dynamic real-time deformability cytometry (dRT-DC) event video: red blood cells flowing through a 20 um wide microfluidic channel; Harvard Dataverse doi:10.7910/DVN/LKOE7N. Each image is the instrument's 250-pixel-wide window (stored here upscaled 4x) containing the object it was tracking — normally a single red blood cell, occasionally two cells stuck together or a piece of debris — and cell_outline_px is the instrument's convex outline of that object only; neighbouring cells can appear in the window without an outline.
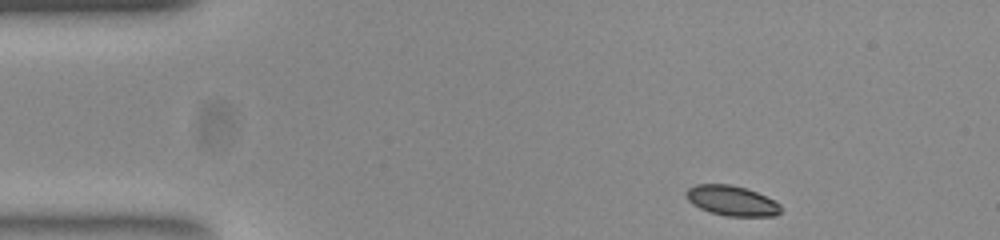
{"species": "common noctule bat (a hibernating species)", "species_latin": "Nyctalus noctula", "temperature_condition": "room temperature", "stored_images_in_passage": 47, "camera_frame_rate_fps": 3000, "um_per_image_px": 0.085, "animal": {"sex": "female", "body_mass_g": 23.0, "forearm_length_mm": 53.4}, "frame": {"image": 1, "passage_image": 1, "time_ms": 0.0, "image_size_px": [1000, 240], "cell_outline_px": [[780, 212], [776, 216], [728, 216], [712, 212], [700, 208], [692, 204], [684, 196], [684, 192], [688, 188], [696, 184], [728, 184], [744, 188], [756, 192], [780, 204]], "centroid_in_image_um": [62.15, 17.05], "position_along_channel_um": 22.8, "area_um2": 16.42}}
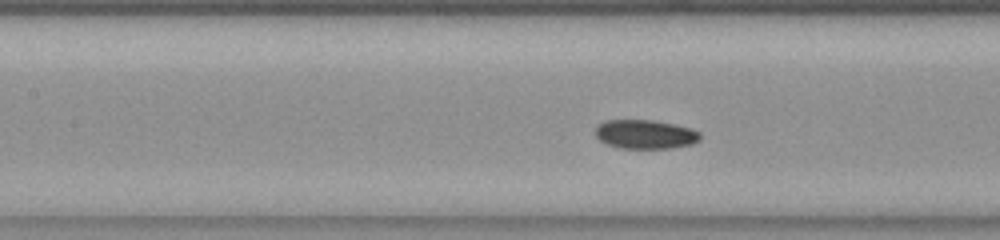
{"frame": {"image": 2, "passage_image": 17, "time_ms": 5.333, "image_size_px": [1000, 240], "cell_outline_px": [[700, 140], [692, 144], [672, 148], [620, 148], [608, 144], [600, 140], [596, 136], [596, 124], [604, 120], [652, 120], [672, 124], [688, 128], [700, 132]], "centroid_in_image_um": [54.82, 11.41], "position_along_channel_um": 152.6, "area_um2": 17.63}}
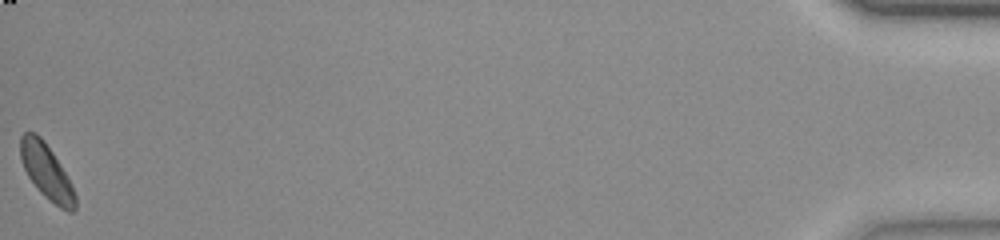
{"frame": {"image": 3, "passage_image": 47, "time_ms": 15.333, "image_size_px": [1000, 240], "cell_outline_px": [[76, 208], [72, 212], [68, 212], [60, 208], [44, 196], [40, 192], [28, 176], [20, 160], [20, 136], [24, 132], [36, 132], [44, 140], [60, 164], [76, 196]], "centroid_in_image_um": [3.93, 14.58], "position_along_channel_um": 431.3, "area_um2": 17.4}, "authors_computed_cell_mechanics": {"area_um2": 17.629, "velocity_mm_per_s": 3.8262, "shape_relaxation_time_tau1_ms": null, "shape_relaxation_time_tau2_ms": 7.7494, "deformation_change_tau1": null, "deformation_change_tau2": 0.0975}}